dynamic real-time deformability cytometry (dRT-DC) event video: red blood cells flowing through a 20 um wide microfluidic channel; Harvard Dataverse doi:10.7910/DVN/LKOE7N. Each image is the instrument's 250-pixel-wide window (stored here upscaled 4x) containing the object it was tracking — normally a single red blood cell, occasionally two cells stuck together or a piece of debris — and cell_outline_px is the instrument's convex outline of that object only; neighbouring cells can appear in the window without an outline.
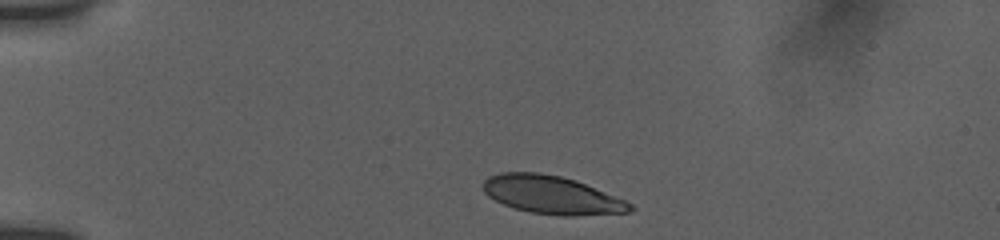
{"species": "human", "species_latin": "Homo sapiens", "temperature_condition": "room temperature", "stored_images_in_passage": 38, "camera_frame_rate_fps": 3000, "um_per_image_px": 0.085, "donor": {"sex": "female"}, "frame": {"image": 1, "passage_image": 1, "time_ms": 0.0, "image_size_px": [1000, 240], "cell_outline_px": [[636, 208], [628, 212], [572, 216], [564, 216], [532, 212], [516, 208], [504, 204], [488, 196], [484, 192], [480, 184], [488, 176], [500, 172], [540, 172], [560, 176], [576, 180], [624, 200], [632, 204]], "centroid_in_image_um": [46.86, 16.55], "position_along_channel_um": 38.1, "area_um2": 32.54}}
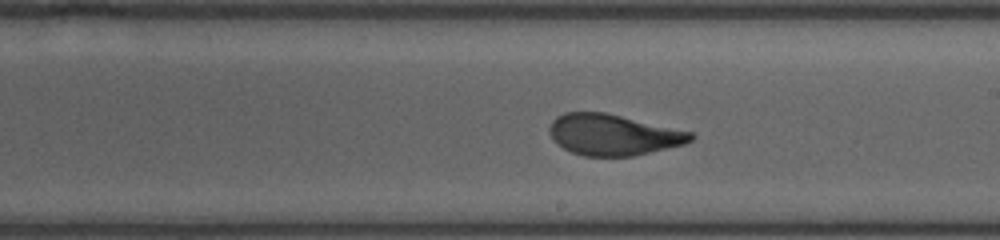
{"frame": {"image": 2, "passage_image": 21, "time_ms": 6.667, "image_size_px": [1000, 240], "cell_outline_px": [[696, 136], [692, 140], [684, 144], [632, 156], [584, 156], [572, 152], [564, 148], [552, 140], [548, 132], [548, 128], [552, 120], [556, 116], [564, 112], [604, 112], [692, 132]], "centroid_in_image_um": [52.07, 11.45], "position_along_channel_um": 236.9, "area_um2": 33.7}}
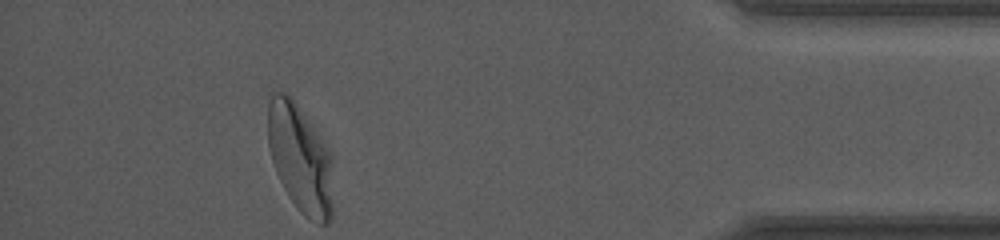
{"frame": {"image": 3, "passage_image": 38, "time_ms": 12.333, "image_size_px": [1000, 240], "cell_outline_px": [[332, 216], [328, 224], [320, 224], [304, 216], [296, 208], [288, 196], [276, 172], [268, 148], [268, 104], [272, 92], [288, 92], [292, 96], [328, 156], [332, 204]], "centroid_in_image_um": [25.43, 13.5], "position_along_channel_um": 409.8, "area_um2": 39.71}, "authors_computed_cell_mechanics": {"area_um2": 34.3043, "velocity_mm_per_s": 3.819, "shape_relaxation_time_tau1_ms": 3.7074, "shape_relaxation_time_tau2_ms": null, "deformation_change_tau1": 0.1616, "deformation_change_tau2": null}}